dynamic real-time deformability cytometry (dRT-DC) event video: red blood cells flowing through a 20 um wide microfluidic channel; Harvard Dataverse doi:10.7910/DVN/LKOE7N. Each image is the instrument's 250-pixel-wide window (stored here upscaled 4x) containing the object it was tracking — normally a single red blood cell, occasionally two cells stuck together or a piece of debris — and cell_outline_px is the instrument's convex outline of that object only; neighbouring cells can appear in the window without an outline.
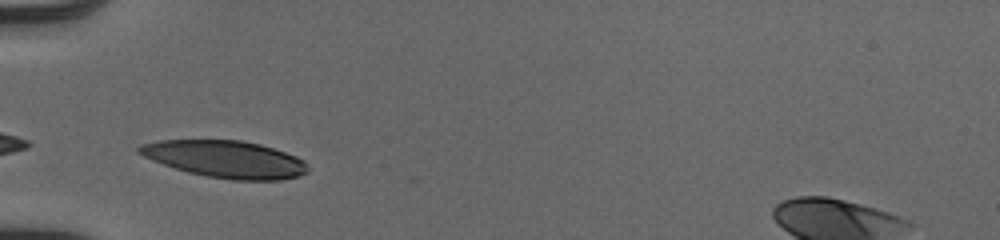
{"species": "human", "species_latin": "Homo sapiens", "temperature_condition": "cold", "stored_images_in_passage": 28, "camera_frame_rate_fps": 3000, "um_per_image_px": 0.085, "donor": {"sex": "male"}, "frame": {"image": 1, "passage_image": 1, "time_ms": 0.0, "image_size_px": [1000, 240], "cell_outline_px": [[308, 172], [300, 176], [280, 180], [232, 180], [208, 176], [188, 172], [152, 160], [136, 152], [136, 148], [140, 144], [160, 140], [240, 140], [260, 144], [296, 156], [304, 160], [308, 168]], "centroid_in_image_um": [19.16, 13.53], "position_along_channel_um": 65.8, "area_um2": 36.36}}
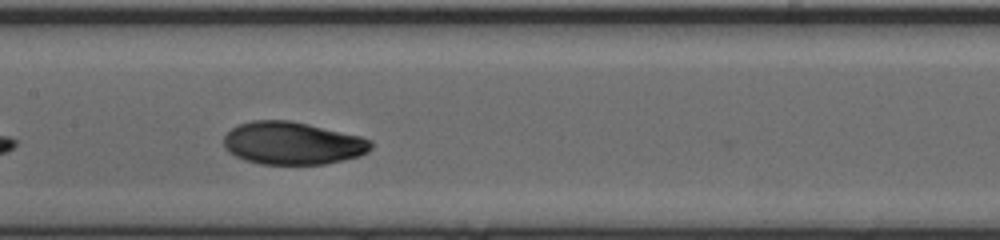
{"frame": {"image": 2, "passage_image": 10, "time_ms": 3.0, "image_size_px": [1000, 240], "cell_outline_px": [[372, 148], [368, 152], [360, 156], [344, 160], [324, 164], [260, 164], [244, 160], [228, 152], [224, 148], [224, 136], [232, 128], [240, 124], [252, 120], [288, 120], [308, 124], [360, 136], [372, 140]], "centroid_in_image_um": [24.87, 12.18], "position_along_channel_um": 182.5, "area_um2": 36.7}}
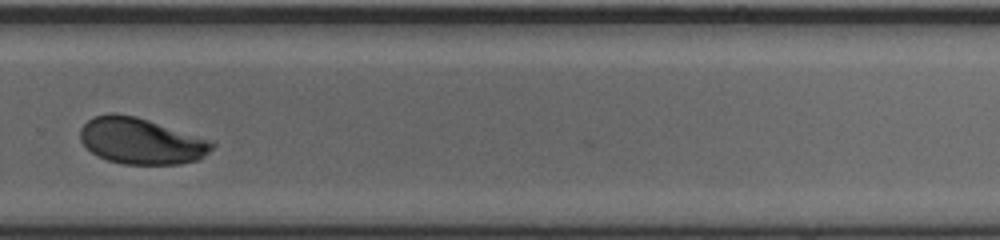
{"frame": {"image": 3, "passage_image": 20, "time_ms": 6.333, "image_size_px": [1000, 240], "cell_outline_px": [[216, 144], [200, 160], [180, 164], [124, 164], [108, 160], [96, 156], [80, 140], [80, 128], [88, 120], [96, 116], [108, 112], [112, 112], [136, 116], [212, 140]], "centroid_in_image_um": [12.0, 11.98], "position_along_channel_um": 317.8, "area_um2": 35.6}, "authors_computed_cell_mechanics": {"area_um2": 36.3562, "velocity_mm_per_s": 4.0607, "shape_relaxation_time_tau1_ms": 2.4845, "shape_relaxation_time_tau2_ms": 1.2354, "deformation_change_tau1": 0.1431, "deformation_change_tau2": 0.0456}}